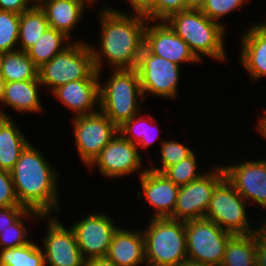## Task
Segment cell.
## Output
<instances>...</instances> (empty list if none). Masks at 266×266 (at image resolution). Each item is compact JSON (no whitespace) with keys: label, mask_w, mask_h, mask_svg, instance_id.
I'll return each mask as SVG.
<instances>
[{"label":"cell","mask_w":266,"mask_h":266,"mask_svg":"<svg viewBox=\"0 0 266 266\" xmlns=\"http://www.w3.org/2000/svg\"><path fill=\"white\" fill-rule=\"evenodd\" d=\"M257 238L255 234L234 235L226 245L220 266H256Z\"/></svg>","instance_id":"obj_27"},{"label":"cell","mask_w":266,"mask_h":266,"mask_svg":"<svg viewBox=\"0 0 266 266\" xmlns=\"http://www.w3.org/2000/svg\"><path fill=\"white\" fill-rule=\"evenodd\" d=\"M177 266H217V265L209 264V263H203V262L196 261V260H193L190 258H186L183 262H181Z\"/></svg>","instance_id":"obj_44"},{"label":"cell","mask_w":266,"mask_h":266,"mask_svg":"<svg viewBox=\"0 0 266 266\" xmlns=\"http://www.w3.org/2000/svg\"><path fill=\"white\" fill-rule=\"evenodd\" d=\"M144 47L150 53L180 66L181 63H201L188 44L165 21L148 20L144 33Z\"/></svg>","instance_id":"obj_16"},{"label":"cell","mask_w":266,"mask_h":266,"mask_svg":"<svg viewBox=\"0 0 266 266\" xmlns=\"http://www.w3.org/2000/svg\"><path fill=\"white\" fill-rule=\"evenodd\" d=\"M97 12L100 18L98 48L89 44L95 70L102 72L106 63L111 70L136 69L144 47L148 19L141 14L108 7L107 4H103Z\"/></svg>","instance_id":"obj_1"},{"label":"cell","mask_w":266,"mask_h":266,"mask_svg":"<svg viewBox=\"0 0 266 266\" xmlns=\"http://www.w3.org/2000/svg\"><path fill=\"white\" fill-rule=\"evenodd\" d=\"M160 155L161 159L158 164L159 167L152 165V167H147L151 171L163 173L168 167L178 164L183 159L190 156L194 151L188 146L183 145L181 142L174 140H161L160 139ZM161 163V165H160Z\"/></svg>","instance_id":"obj_33"},{"label":"cell","mask_w":266,"mask_h":266,"mask_svg":"<svg viewBox=\"0 0 266 266\" xmlns=\"http://www.w3.org/2000/svg\"><path fill=\"white\" fill-rule=\"evenodd\" d=\"M45 12L49 28L65 34L72 40V32L81 23L88 5L80 0H37Z\"/></svg>","instance_id":"obj_22"},{"label":"cell","mask_w":266,"mask_h":266,"mask_svg":"<svg viewBox=\"0 0 266 266\" xmlns=\"http://www.w3.org/2000/svg\"><path fill=\"white\" fill-rule=\"evenodd\" d=\"M187 258L220 266L234 236L206 218L185 221Z\"/></svg>","instance_id":"obj_8"},{"label":"cell","mask_w":266,"mask_h":266,"mask_svg":"<svg viewBox=\"0 0 266 266\" xmlns=\"http://www.w3.org/2000/svg\"><path fill=\"white\" fill-rule=\"evenodd\" d=\"M197 153L193 152L190 156L180 161L178 164L168 167L163 174L177 186L187 185L191 181L198 179L206 173L198 171Z\"/></svg>","instance_id":"obj_32"},{"label":"cell","mask_w":266,"mask_h":266,"mask_svg":"<svg viewBox=\"0 0 266 266\" xmlns=\"http://www.w3.org/2000/svg\"><path fill=\"white\" fill-rule=\"evenodd\" d=\"M181 66L158 55L150 53L145 47L140 54L137 71L140 77L141 90L154 97L177 99L178 82Z\"/></svg>","instance_id":"obj_9"},{"label":"cell","mask_w":266,"mask_h":266,"mask_svg":"<svg viewBox=\"0 0 266 266\" xmlns=\"http://www.w3.org/2000/svg\"><path fill=\"white\" fill-rule=\"evenodd\" d=\"M40 89H42V85L39 79L5 82L2 117L11 118L10 114L6 113L7 109H4V105L13 109L16 113L19 112V115L43 112Z\"/></svg>","instance_id":"obj_21"},{"label":"cell","mask_w":266,"mask_h":266,"mask_svg":"<svg viewBox=\"0 0 266 266\" xmlns=\"http://www.w3.org/2000/svg\"><path fill=\"white\" fill-rule=\"evenodd\" d=\"M26 210L24 206L0 207V233L10 228Z\"/></svg>","instance_id":"obj_37"},{"label":"cell","mask_w":266,"mask_h":266,"mask_svg":"<svg viewBox=\"0 0 266 266\" xmlns=\"http://www.w3.org/2000/svg\"><path fill=\"white\" fill-rule=\"evenodd\" d=\"M109 72L105 81L99 80V110L118 128L125 121L141 114L143 107L141 102L145 99L137 69Z\"/></svg>","instance_id":"obj_4"},{"label":"cell","mask_w":266,"mask_h":266,"mask_svg":"<svg viewBox=\"0 0 266 266\" xmlns=\"http://www.w3.org/2000/svg\"><path fill=\"white\" fill-rule=\"evenodd\" d=\"M42 216L43 215L37 211L27 209L12 225H10V228L0 233V250L29 244L32 240L27 238L29 231L25 226V218L26 220H29V218L31 220V218L35 217L34 219L40 221Z\"/></svg>","instance_id":"obj_30"},{"label":"cell","mask_w":266,"mask_h":266,"mask_svg":"<svg viewBox=\"0 0 266 266\" xmlns=\"http://www.w3.org/2000/svg\"><path fill=\"white\" fill-rule=\"evenodd\" d=\"M4 86L5 82L0 78V117H2V104H3V95H4Z\"/></svg>","instance_id":"obj_45"},{"label":"cell","mask_w":266,"mask_h":266,"mask_svg":"<svg viewBox=\"0 0 266 266\" xmlns=\"http://www.w3.org/2000/svg\"><path fill=\"white\" fill-rule=\"evenodd\" d=\"M0 266H46L43 249L35 241L16 248L2 249Z\"/></svg>","instance_id":"obj_29"},{"label":"cell","mask_w":266,"mask_h":266,"mask_svg":"<svg viewBox=\"0 0 266 266\" xmlns=\"http://www.w3.org/2000/svg\"><path fill=\"white\" fill-rule=\"evenodd\" d=\"M263 221L265 222H262L258 228L256 227L254 234L258 243L266 249V218Z\"/></svg>","instance_id":"obj_40"},{"label":"cell","mask_w":266,"mask_h":266,"mask_svg":"<svg viewBox=\"0 0 266 266\" xmlns=\"http://www.w3.org/2000/svg\"><path fill=\"white\" fill-rule=\"evenodd\" d=\"M209 169L198 179L179 186L174 212L169 218L181 221L205 218L213 191L225 178L222 164Z\"/></svg>","instance_id":"obj_10"},{"label":"cell","mask_w":266,"mask_h":266,"mask_svg":"<svg viewBox=\"0 0 266 266\" xmlns=\"http://www.w3.org/2000/svg\"><path fill=\"white\" fill-rule=\"evenodd\" d=\"M132 9V14L145 15L152 6L153 0H127Z\"/></svg>","instance_id":"obj_39"},{"label":"cell","mask_w":266,"mask_h":266,"mask_svg":"<svg viewBox=\"0 0 266 266\" xmlns=\"http://www.w3.org/2000/svg\"><path fill=\"white\" fill-rule=\"evenodd\" d=\"M264 111V115L262 114V117H259V121L257 122L258 124L256 125V130L258 131V133L260 134V136L264 137L266 140V108L263 109Z\"/></svg>","instance_id":"obj_42"},{"label":"cell","mask_w":266,"mask_h":266,"mask_svg":"<svg viewBox=\"0 0 266 266\" xmlns=\"http://www.w3.org/2000/svg\"><path fill=\"white\" fill-rule=\"evenodd\" d=\"M99 80L80 79L68 82L56 88L52 95L72 111L73 117L92 114L99 110Z\"/></svg>","instance_id":"obj_18"},{"label":"cell","mask_w":266,"mask_h":266,"mask_svg":"<svg viewBox=\"0 0 266 266\" xmlns=\"http://www.w3.org/2000/svg\"><path fill=\"white\" fill-rule=\"evenodd\" d=\"M142 191H136L138 200L145 198L153 209L150 218L170 217L176 205L179 186L175 185L163 173L147 169L140 177Z\"/></svg>","instance_id":"obj_17"},{"label":"cell","mask_w":266,"mask_h":266,"mask_svg":"<svg viewBox=\"0 0 266 266\" xmlns=\"http://www.w3.org/2000/svg\"><path fill=\"white\" fill-rule=\"evenodd\" d=\"M94 213L84 216L71 226L79 249L86 260L105 258L114 233L120 227L116 225L114 219L102 211Z\"/></svg>","instance_id":"obj_14"},{"label":"cell","mask_w":266,"mask_h":266,"mask_svg":"<svg viewBox=\"0 0 266 266\" xmlns=\"http://www.w3.org/2000/svg\"><path fill=\"white\" fill-rule=\"evenodd\" d=\"M13 118L0 117V170L10 172L30 143ZM22 130V131H21Z\"/></svg>","instance_id":"obj_23"},{"label":"cell","mask_w":266,"mask_h":266,"mask_svg":"<svg viewBox=\"0 0 266 266\" xmlns=\"http://www.w3.org/2000/svg\"><path fill=\"white\" fill-rule=\"evenodd\" d=\"M85 266H117V265L111 261H108L106 258H93L86 260Z\"/></svg>","instance_id":"obj_41"},{"label":"cell","mask_w":266,"mask_h":266,"mask_svg":"<svg viewBox=\"0 0 266 266\" xmlns=\"http://www.w3.org/2000/svg\"><path fill=\"white\" fill-rule=\"evenodd\" d=\"M3 53H0V78H2Z\"/></svg>","instance_id":"obj_47"},{"label":"cell","mask_w":266,"mask_h":266,"mask_svg":"<svg viewBox=\"0 0 266 266\" xmlns=\"http://www.w3.org/2000/svg\"><path fill=\"white\" fill-rule=\"evenodd\" d=\"M74 143L79 159L88 167L118 132V128L100 110L72 118Z\"/></svg>","instance_id":"obj_11"},{"label":"cell","mask_w":266,"mask_h":266,"mask_svg":"<svg viewBox=\"0 0 266 266\" xmlns=\"http://www.w3.org/2000/svg\"><path fill=\"white\" fill-rule=\"evenodd\" d=\"M248 0H206L201 11L211 20L221 23V19L245 7Z\"/></svg>","instance_id":"obj_34"},{"label":"cell","mask_w":266,"mask_h":266,"mask_svg":"<svg viewBox=\"0 0 266 266\" xmlns=\"http://www.w3.org/2000/svg\"><path fill=\"white\" fill-rule=\"evenodd\" d=\"M42 153L29 143L10 174L20 205L42 215H55L61 212L59 172Z\"/></svg>","instance_id":"obj_2"},{"label":"cell","mask_w":266,"mask_h":266,"mask_svg":"<svg viewBox=\"0 0 266 266\" xmlns=\"http://www.w3.org/2000/svg\"><path fill=\"white\" fill-rule=\"evenodd\" d=\"M47 222L46 233L41 246L46 266H85L86 259L77 244L71 226L66 227L55 215H43ZM48 264V265H47Z\"/></svg>","instance_id":"obj_13"},{"label":"cell","mask_w":266,"mask_h":266,"mask_svg":"<svg viewBox=\"0 0 266 266\" xmlns=\"http://www.w3.org/2000/svg\"><path fill=\"white\" fill-rule=\"evenodd\" d=\"M184 10V0H153L151 9L144 16L152 21H165L170 15Z\"/></svg>","instance_id":"obj_35"},{"label":"cell","mask_w":266,"mask_h":266,"mask_svg":"<svg viewBox=\"0 0 266 266\" xmlns=\"http://www.w3.org/2000/svg\"><path fill=\"white\" fill-rule=\"evenodd\" d=\"M184 1H185L186 10L187 9L201 10V8L206 2V0H184Z\"/></svg>","instance_id":"obj_43"},{"label":"cell","mask_w":266,"mask_h":266,"mask_svg":"<svg viewBox=\"0 0 266 266\" xmlns=\"http://www.w3.org/2000/svg\"><path fill=\"white\" fill-rule=\"evenodd\" d=\"M73 42L75 40H71L62 32L48 28L26 52L33 60V63L40 68L57 54L63 52Z\"/></svg>","instance_id":"obj_25"},{"label":"cell","mask_w":266,"mask_h":266,"mask_svg":"<svg viewBox=\"0 0 266 266\" xmlns=\"http://www.w3.org/2000/svg\"><path fill=\"white\" fill-rule=\"evenodd\" d=\"M157 122L156 118L151 116L150 113H148V116L143 114L140 117L137 114L118 127V132L133 144H136L139 149L146 150L156 142L157 138L160 139L158 134L161 130L156 127L155 123Z\"/></svg>","instance_id":"obj_24"},{"label":"cell","mask_w":266,"mask_h":266,"mask_svg":"<svg viewBox=\"0 0 266 266\" xmlns=\"http://www.w3.org/2000/svg\"><path fill=\"white\" fill-rule=\"evenodd\" d=\"M22 206L15 193L13 180L8 171L0 170V207Z\"/></svg>","instance_id":"obj_36"},{"label":"cell","mask_w":266,"mask_h":266,"mask_svg":"<svg viewBox=\"0 0 266 266\" xmlns=\"http://www.w3.org/2000/svg\"><path fill=\"white\" fill-rule=\"evenodd\" d=\"M165 22L188 44L200 62L204 56L218 62L227 61L225 24L213 21L201 10L194 9L174 13Z\"/></svg>","instance_id":"obj_3"},{"label":"cell","mask_w":266,"mask_h":266,"mask_svg":"<svg viewBox=\"0 0 266 266\" xmlns=\"http://www.w3.org/2000/svg\"><path fill=\"white\" fill-rule=\"evenodd\" d=\"M146 224V266H177L187 258L185 221L150 218Z\"/></svg>","instance_id":"obj_5"},{"label":"cell","mask_w":266,"mask_h":266,"mask_svg":"<svg viewBox=\"0 0 266 266\" xmlns=\"http://www.w3.org/2000/svg\"><path fill=\"white\" fill-rule=\"evenodd\" d=\"M222 167L226 179L249 205L254 204L256 208L260 205L266 210V158L238 161Z\"/></svg>","instance_id":"obj_15"},{"label":"cell","mask_w":266,"mask_h":266,"mask_svg":"<svg viewBox=\"0 0 266 266\" xmlns=\"http://www.w3.org/2000/svg\"><path fill=\"white\" fill-rule=\"evenodd\" d=\"M142 158L137 145L117 132L87 169L98 167L99 173L109 179L123 178L137 172L140 177L148 169Z\"/></svg>","instance_id":"obj_12"},{"label":"cell","mask_w":266,"mask_h":266,"mask_svg":"<svg viewBox=\"0 0 266 266\" xmlns=\"http://www.w3.org/2000/svg\"><path fill=\"white\" fill-rule=\"evenodd\" d=\"M36 2L37 0H0V10L21 14L22 12L31 9Z\"/></svg>","instance_id":"obj_38"},{"label":"cell","mask_w":266,"mask_h":266,"mask_svg":"<svg viewBox=\"0 0 266 266\" xmlns=\"http://www.w3.org/2000/svg\"><path fill=\"white\" fill-rule=\"evenodd\" d=\"M19 21L20 14L0 10V53L19 50Z\"/></svg>","instance_id":"obj_31"},{"label":"cell","mask_w":266,"mask_h":266,"mask_svg":"<svg viewBox=\"0 0 266 266\" xmlns=\"http://www.w3.org/2000/svg\"><path fill=\"white\" fill-rule=\"evenodd\" d=\"M101 76L102 73L95 70L89 44L82 40L73 42L38 70L39 82L51 93L68 82L101 79Z\"/></svg>","instance_id":"obj_6"},{"label":"cell","mask_w":266,"mask_h":266,"mask_svg":"<svg viewBox=\"0 0 266 266\" xmlns=\"http://www.w3.org/2000/svg\"><path fill=\"white\" fill-rule=\"evenodd\" d=\"M244 32L240 35L239 61L253 83L266 77V20L253 23Z\"/></svg>","instance_id":"obj_19"},{"label":"cell","mask_w":266,"mask_h":266,"mask_svg":"<svg viewBox=\"0 0 266 266\" xmlns=\"http://www.w3.org/2000/svg\"><path fill=\"white\" fill-rule=\"evenodd\" d=\"M119 227L114 233L106 259L117 266L146 265L145 239L142 230Z\"/></svg>","instance_id":"obj_20"},{"label":"cell","mask_w":266,"mask_h":266,"mask_svg":"<svg viewBox=\"0 0 266 266\" xmlns=\"http://www.w3.org/2000/svg\"><path fill=\"white\" fill-rule=\"evenodd\" d=\"M249 204L226 177L215 187L205 218L233 235L253 234ZM249 219V220H248Z\"/></svg>","instance_id":"obj_7"},{"label":"cell","mask_w":266,"mask_h":266,"mask_svg":"<svg viewBox=\"0 0 266 266\" xmlns=\"http://www.w3.org/2000/svg\"><path fill=\"white\" fill-rule=\"evenodd\" d=\"M80 1L85 2L88 6H91V7H92V5L95 6L97 4V2L95 0H80Z\"/></svg>","instance_id":"obj_46"},{"label":"cell","mask_w":266,"mask_h":266,"mask_svg":"<svg viewBox=\"0 0 266 266\" xmlns=\"http://www.w3.org/2000/svg\"><path fill=\"white\" fill-rule=\"evenodd\" d=\"M49 28L45 12L36 3L20 14L18 48L27 51Z\"/></svg>","instance_id":"obj_26"},{"label":"cell","mask_w":266,"mask_h":266,"mask_svg":"<svg viewBox=\"0 0 266 266\" xmlns=\"http://www.w3.org/2000/svg\"><path fill=\"white\" fill-rule=\"evenodd\" d=\"M38 70L39 68L25 51L3 53L2 79L4 82L39 79Z\"/></svg>","instance_id":"obj_28"}]
</instances>
